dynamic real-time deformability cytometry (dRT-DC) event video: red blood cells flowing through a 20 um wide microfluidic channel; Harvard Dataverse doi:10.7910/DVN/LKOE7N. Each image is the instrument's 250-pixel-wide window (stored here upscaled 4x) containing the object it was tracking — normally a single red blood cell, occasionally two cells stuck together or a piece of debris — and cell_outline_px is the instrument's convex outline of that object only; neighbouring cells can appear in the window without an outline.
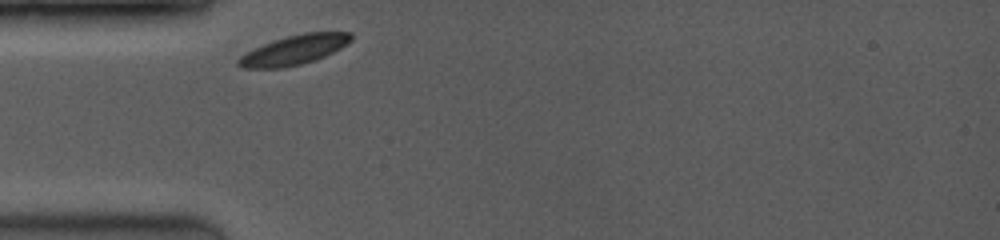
{"species": "common noctule bat (a hibernating species)", "species_latin": "Nyctalus noctula", "temperature_condition": "room temperature", "stored_images_in_passage": 23, "camera_frame_rate_fps": 3500, "um_per_image_px": 0.085, "animal": {"sex": "female", "body_mass_g": 19.0, "forearm_length_mm": 53.3}, "frame": {"image": 1, "passage_image": 1, "time_ms": 0.0, "image_size_px": [1000, 240], "cell_outline_px": [[352, 40], [340, 48], [316, 60], [300, 64], [280, 68], [240, 68], [236, 64], [236, 60], [240, 56], [264, 44], [288, 36], [304, 32], [352, 32]], "centroid_in_image_um": [25.0, 4.25], "position_along_channel_um": 60.0, "area_um2": 19.13}}
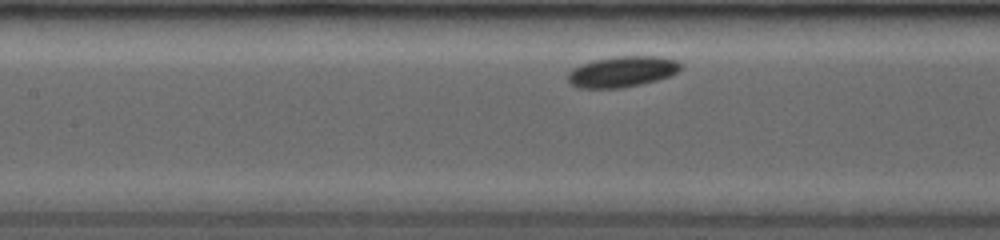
{"frame": {"image": 2, "passage_image": 19, "time_ms": 2.571, "image_size_px": [1000, 240], "cell_outline_px": [[680, 68], [676, 72], [668, 76], [656, 80], [640, 84], [620, 88], [580, 88], [572, 84], [568, 80], [568, 72], [572, 68], [580, 64], [592, 60], [616, 56], [660, 56], [676, 60], [680, 64]], "centroid_in_image_um": [52.84, 6.08], "position_along_channel_um": 154.6, "area_um2": 20.17}}
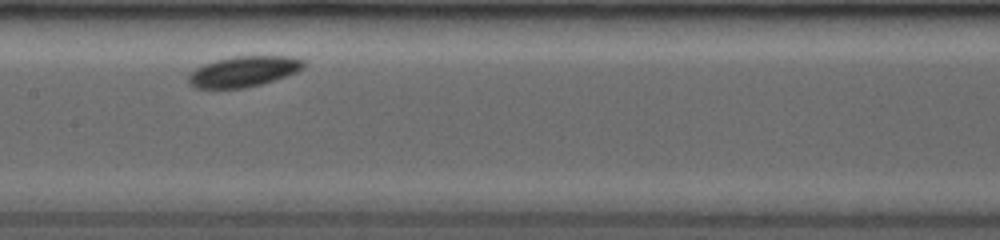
{"frame": {"image": 3, "passage_image": 22, "time_ms": 3.429, "image_size_px": [1000, 240], "cell_outline_px": [[304, 68], [296, 72], [260, 84], [240, 88], [196, 88], [188, 84], [188, 76], [196, 68], [204, 64], [216, 60], [232, 56], [292, 56], [304, 60]], "centroid_in_image_um": [20.69, 6.06], "position_along_channel_um": 186.7, "area_um2": 20.35}}